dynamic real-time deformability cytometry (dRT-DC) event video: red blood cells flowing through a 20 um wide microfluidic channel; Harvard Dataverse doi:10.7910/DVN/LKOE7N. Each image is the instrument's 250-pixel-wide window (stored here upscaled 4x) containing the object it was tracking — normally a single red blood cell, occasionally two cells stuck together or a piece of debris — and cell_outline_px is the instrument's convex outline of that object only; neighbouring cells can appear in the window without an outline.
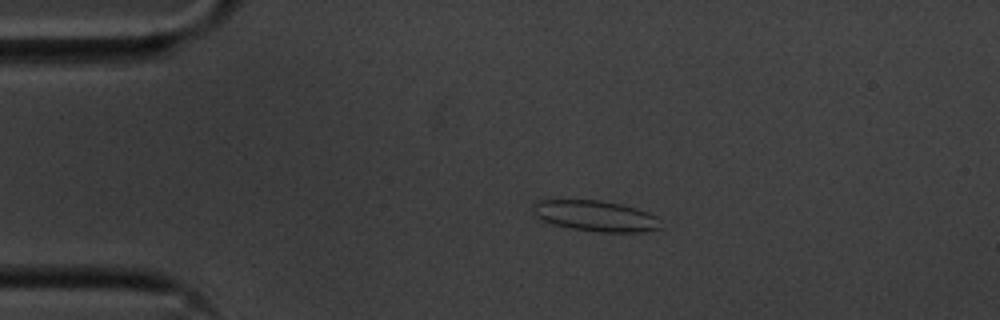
{"species": "common noctule bat (a hibernating species)", "species_latin": "Nyctalus noctula", "temperature_condition": "cold", "stored_images_in_passage": 38, "camera_frame_rate_fps": 3000, "um_per_image_px": 0.085, "animal": {"sex": "male", "body_mass_g": 20.1, "forearm_length_mm": 53.5}, "frame": {"image": 1, "passage_image": 1, "time_ms": 0.0, "image_size_px": [1000, 320], "cell_outline_px": [[660, 228], [640, 232], [596, 232], [572, 228], [552, 224], [536, 216], [532, 208], [532, 204], [536, 200], [600, 200], [620, 204], [636, 208], [648, 212], [656, 216]], "centroid_in_image_um": [50.58, 18.35], "position_along_channel_um": 34.4, "area_um2": 22.77}}
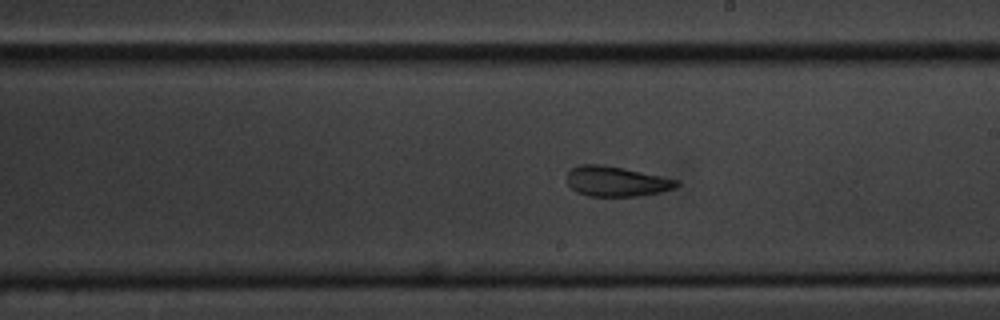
{"frame": {"image": 2, "passage_image": 21, "time_ms": 6.667, "image_size_px": [1000, 320], "cell_outline_px": [[680, 184], [676, 188], [660, 192], [640, 196], [588, 196], [576, 192], [568, 184], [568, 172], [572, 168], [580, 164], [604, 164], [624, 168], [680, 180]], "centroid_in_image_um": [52.42, 15.41], "position_along_channel_um": 236.6, "area_um2": 19.36}}
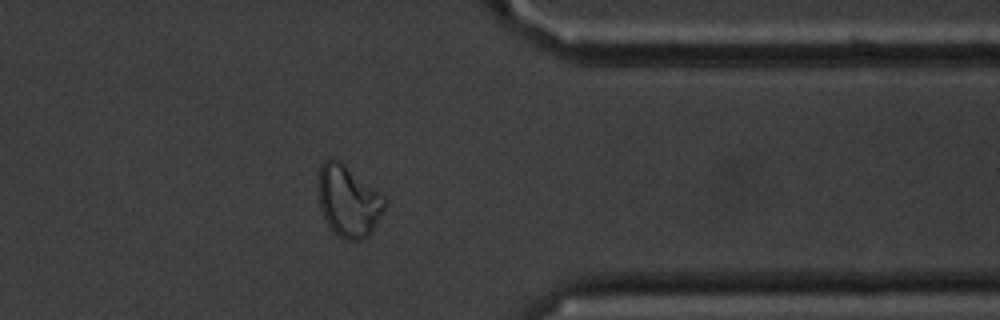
{"frame": {"image": 3, "passage_image": 34, "time_ms": 11.0, "image_size_px": [1000, 320], "cell_outline_px": [[388, 204], [368, 236], [360, 240], [344, 240], [328, 224], [320, 208], [316, 184], [320, 164], [324, 160], [332, 156], [340, 160], [384, 196]], "centroid_in_image_um": [29.58, 17.03], "position_along_channel_um": 381.8, "area_um2": 27.92}, "authors_computed_cell_mechanics": {"area_um2": 20.1433, "velocity_mm_per_s": 3.5958, "shape_relaxation_time_tau1_ms": 10.6813, "shape_relaxation_time_tau2_ms": 1.8691, "deformation_change_tau1": 0.1992, "deformation_change_tau2": 0.0939}}